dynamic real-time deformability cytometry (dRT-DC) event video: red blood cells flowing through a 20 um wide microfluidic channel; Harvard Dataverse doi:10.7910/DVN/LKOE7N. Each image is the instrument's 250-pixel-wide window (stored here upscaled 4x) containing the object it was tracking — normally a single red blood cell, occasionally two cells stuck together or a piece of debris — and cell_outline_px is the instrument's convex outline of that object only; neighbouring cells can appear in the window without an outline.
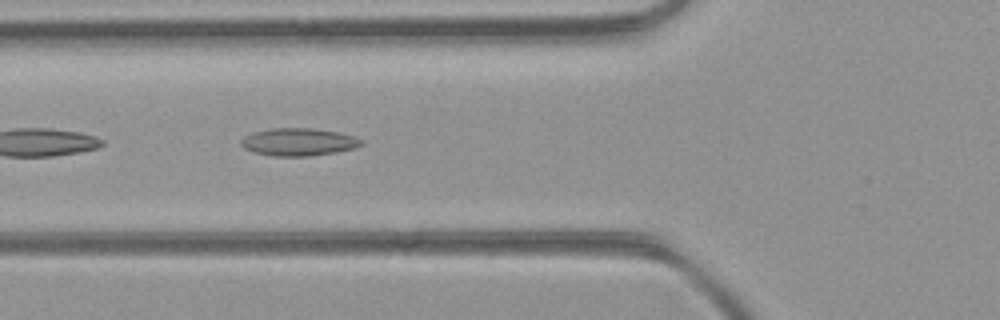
{"species": "common noctule bat (a hibernating species)", "species_latin": "Nyctalus noctula", "temperature_condition": "room temperature", "stored_images_in_passage": 7, "camera_frame_rate_fps": 3000, "um_per_image_px": 0.085, "animal": {"sex": "female", "body_mass_g": 21.9}, "frame": {"image": 1, "passage_image": 4, "time_ms": 1.0, "image_size_px": [1000, 320], "cell_outline_px": [[364, 144], [356, 148], [336, 152], [308, 156], [272, 156], [252, 152], [244, 148], [240, 144], [240, 140], [244, 136], [252, 132], [272, 128], [312, 128], [340, 132], [356, 136], [364, 140]], "centroid_in_image_um": [25.4, 12.06], "position_along_channel_um": 100.4, "area_um2": 19.71}}